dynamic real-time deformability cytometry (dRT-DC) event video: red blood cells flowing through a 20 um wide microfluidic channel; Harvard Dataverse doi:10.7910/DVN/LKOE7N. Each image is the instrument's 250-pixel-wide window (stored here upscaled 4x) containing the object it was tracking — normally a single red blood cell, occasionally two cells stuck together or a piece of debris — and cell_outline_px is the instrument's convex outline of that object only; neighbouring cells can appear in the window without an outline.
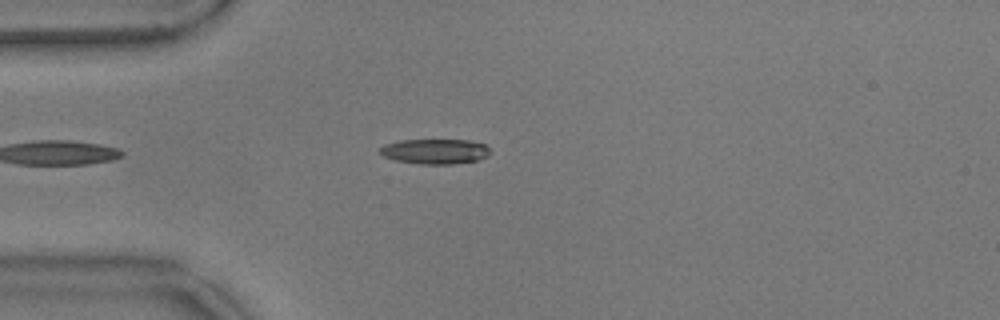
{"species": "common noctule bat (a hibernating species)", "species_latin": "Nyctalus noctula", "temperature_condition": "warm", "stored_images_in_passage": 42, "camera_frame_rate_fps": 3000, "um_per_image_px": 0.085, "animal": {"sex": "male", "body_mass_g": 17.9}, "frame": {"image": 1, "passage_image": 3, "time_ms": 0.667, "image_size_px": [1000, 320], "cell_outline_px": [[492, 152], [488, 156], [476, 160], [452, 164], [420, 164], [396, 160], [384, 156], [376, 152], [376, 148], [384, 144], [400, 140], [472, 140], [484, 144]], "centroid_in_image_um": [36.93, 12.86], "position_along_channel_um": 48.1, "area_um2": 16.3}}
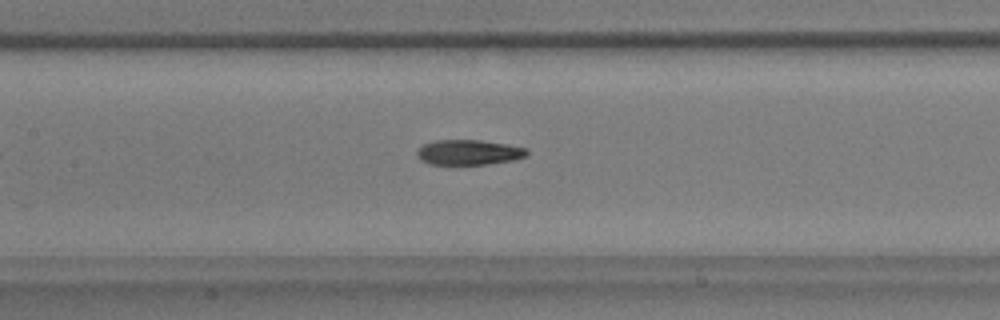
{"frame": {"image": 2, "passage_image": 14, "time_ms": 4.333, "image_size_px": [1000, 320], "cell_outline_px": [[528, 156], [516, 160], [488, 164], [428, 164], [420, 160], [416, 152], [424, 144], [436, 140], [480, 140], [508, 144], [528, 148]], "centroid_in_image_um": [39.9, 12.95], "position_along_channel_um": 167.5, "area_um2": 16.24}}
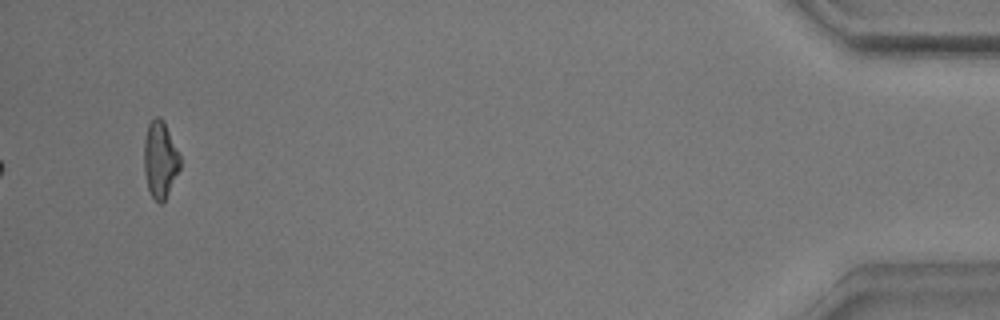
{"frame": {"image": 3, "passage_image": 42, "time_ms": 13.667, "image_size_px": [1000, 320], "cell_outline_px": [[180, 168], [164, 200], [160, 204], [148, 192], [144, 172], [144, 140], [148, 124], [156, 116], [160, 116], [164, 120], [180, 156]], "centroid_in_image_um": [13.59, 13.54], "position_along_channel_um": 421.6, "area_um2": 16.07}, "authors_computed_cell_mechanics": {"area_um2": 16.6753, "velocity_mm_per_s": 3.5855, "shape_relaxation_time_tau1_ms": 10.918, "shape_relaxation_time_tau2_ms": 3.4711, "deformation_change_tau1": 0.2451, "deformation_change_tau2": 0.1176}}